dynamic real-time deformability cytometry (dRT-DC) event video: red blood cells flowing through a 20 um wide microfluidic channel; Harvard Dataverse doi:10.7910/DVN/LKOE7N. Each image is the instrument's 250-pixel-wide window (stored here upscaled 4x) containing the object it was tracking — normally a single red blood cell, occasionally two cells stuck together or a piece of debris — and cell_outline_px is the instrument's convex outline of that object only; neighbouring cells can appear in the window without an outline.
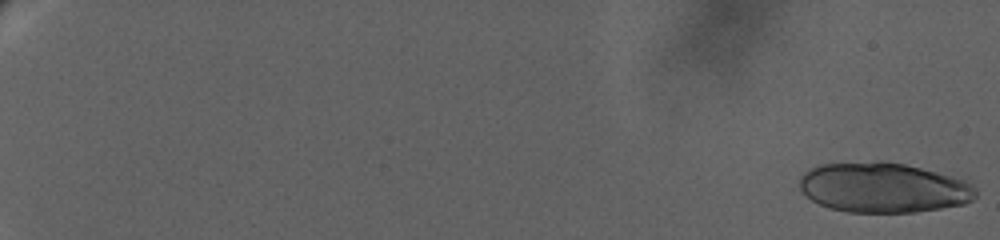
{"species": "human", "species_latin": "Homo sapiens", "temperature_condition": "warm", "stored_images_in_passage": 8, "camera_frame_rate_fps": 3000, "um_per_image_px": 0.085, "donor": {"sex": "female"}, "frame": {"image": 1, "passage_image": 1, "time_ms": 0.0, "image_size_px": [1000, 240], "cell_outline_px": [[976, 196], [972, 200], [964, 204], [916, 212], [848, 212], [828, 208], [812, 200], [800, 188], [800, 176], [804, 172], [820, 164], [880, 160], [884, 160], [904, 164], [936, 172], [964, 180], [972, 184], [976, 188]], "centroid_in_image_um": [75.07, 15.94], "position_along_channel_um": 9.9, "area_um2": 51.38}}